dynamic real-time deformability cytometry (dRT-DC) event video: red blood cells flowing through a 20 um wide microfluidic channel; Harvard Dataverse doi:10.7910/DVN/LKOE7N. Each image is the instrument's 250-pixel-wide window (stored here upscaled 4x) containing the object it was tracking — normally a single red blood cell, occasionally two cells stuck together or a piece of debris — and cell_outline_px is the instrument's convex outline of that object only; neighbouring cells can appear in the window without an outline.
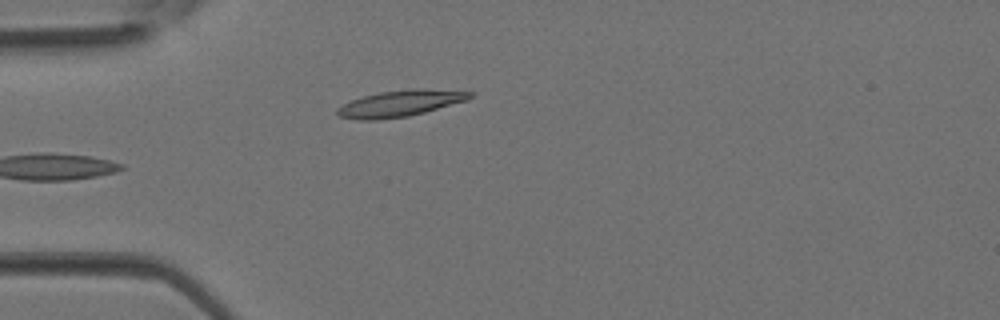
{"species": "Egyptian fruit bat (a non-hibernating species)", "species_latin": "Rousettus aegyptiacus", "temperature_condition": "room temperature", "stored_images_in_passage": 5, "camera_frame_rate_fps": 3000, "um_per_image_px": 0.085, "animal": {"sex": "female"}, "frame": {"image": 1, "passage_image": 5, "time_ms": 1.333, "image_size_px": [1000, 320], "cell_outline_px": [[472, 96], [468, 100], [424, 112], [408, 116], [376, 120], [360, 120], [340, 116], [336, 112], [336, 108], [352, 100], [364, 96], [380, 92], [420, 88], [424, 88], [472, 92]], "centroid_in_image_um": [34.02, 8.79], "position_along_channel_um": 51.0, "area_um2": 20.06}}